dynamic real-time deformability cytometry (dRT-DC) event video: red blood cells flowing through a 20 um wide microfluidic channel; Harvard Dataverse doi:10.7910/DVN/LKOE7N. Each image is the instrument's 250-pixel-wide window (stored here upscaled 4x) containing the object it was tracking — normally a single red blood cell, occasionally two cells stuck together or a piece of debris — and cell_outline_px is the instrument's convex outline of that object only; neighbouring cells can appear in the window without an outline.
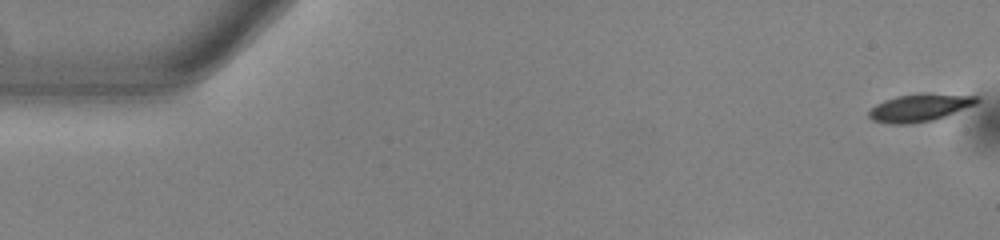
{"species": "common noctule bat (a hibernating species)", "species_latin": "Nyctalus noctula", "temperature_condition": "warm", "stored_images_in_passage": 53, "camera_frame_rate_fps": 3000, "um_per_image_px": 0.085, "animal": {"sex": "male", "body_mass_g": 13.0, "forearm_length_mm": 53.1}, "frame": {"image": 1, "passage_image": 1, "time_ms": 0.0, "image_size_px": [1000, 240], "cell_outline_px": [[980, 100], [976, 104], [936, 120], [912, 124], [888, 124], [872, 120], [868, 116], [868, 112], [876, 104], [884, 100], [896, 96], [920, 92], [980, 96]], "centroid_in_image_um": [78.19, 9.14], "position_along_channel_um": 6.8, "area_um2": 17.8}}
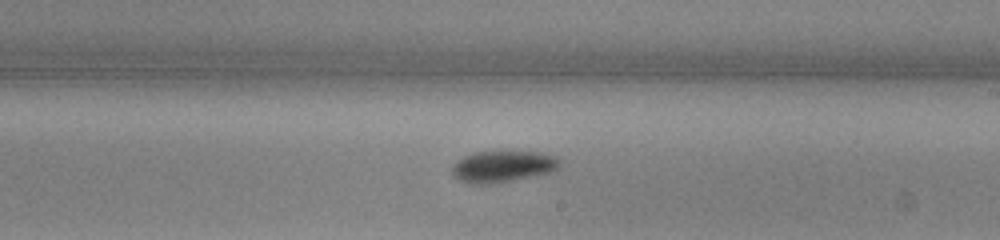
{"frame": {"image": 2, "passage_image": 31, "time_ms": 10.0, "image_size_px": [1000, 240], "cell_outline_px": [[560, 164], [556, 168], [548, 172], [528, 176], [484, 184], [460, 180], [452, 176], [452, 164], [456, 160], [464, 156], [476, 152], [544, 152], [556, 156], [560, 160]], "centroid_in_image_um": [42.7, 14.11], "position_along_channel_um": 246.3, "area_um2": 19.07}}
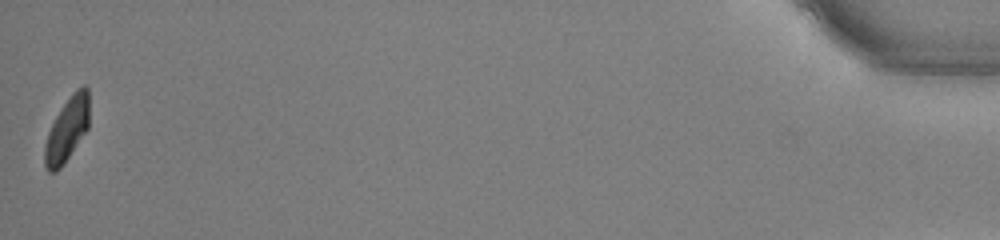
{"frame": {"image": 3, "passage_image": 53, "time_ms": 17.333, "image_size_px": [1000, 240], "cell_outline_px": [[88, 128], [64, 164], [56, 172], [48, 172], [44, 164], [44, 148], [48, 132], [56, 116], [72, 92], [76, 88], [84, 84], [88, 88]], "centroid_in_image_um": [5.69, 11.01], "position_along_channel_um": 429.5, "area_um2": 16.53}, "authors_computed_cell_mechanics": {"area_um2": 17.8024, "velocity_mm_per_s": 3.8746, "shape_relaxation_time_tau1_ms": 2.2062, "shape_relaxation_time_tau2_ms": null, "deformation_change_tau1": 0.1176, "deformation_change_tau2": null}}